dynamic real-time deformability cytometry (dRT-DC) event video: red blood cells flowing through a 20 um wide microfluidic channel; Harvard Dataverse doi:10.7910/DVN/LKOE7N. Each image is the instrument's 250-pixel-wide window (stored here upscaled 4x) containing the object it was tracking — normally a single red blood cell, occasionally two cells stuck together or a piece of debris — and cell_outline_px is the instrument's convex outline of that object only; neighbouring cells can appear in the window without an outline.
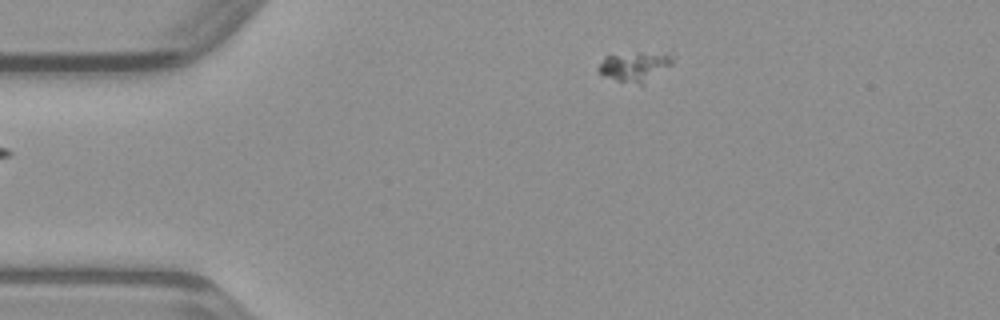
{"species": "common noctule bat (a hibernating species)", "species_latin": "Nyctalus noctula", "temperature_condition": "warm", "stored_images_in_passage": 40, "camera_frame_rate_fps": 3000, "um_per_image_px": 0.085, "animal": {"sex": "male", "body_mass_g": 23.1, "forearm_length_mm": 52.7}, "frame": {"image": 1, "passage_image": 1, "time_ms": 0.0, "image_size_px": [1000, 320], "cell_outline_px": [[672, 64], [644, 84], [640, 84], [620, 80], [604, 76], [596, 68], [604, 56], [636, 52], [664, 52], [672, 56]], "centroid_in_image_um": [53.95, 5.62], "position_along_channel_um": 31.1, "area_um2": 12.72}}
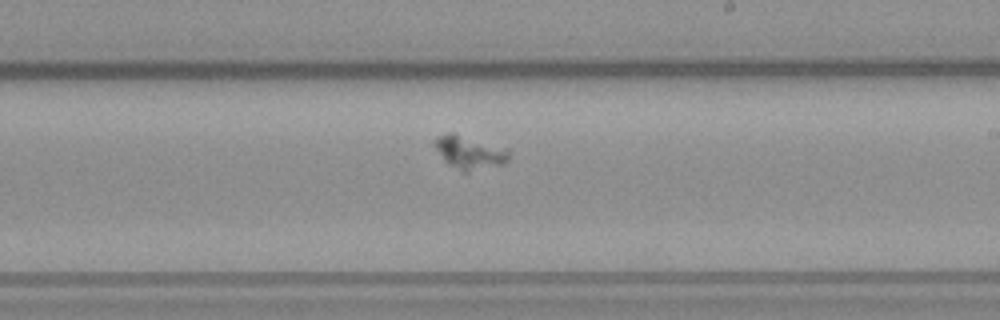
{"frame": {"image": 2, "passage_image": 20, "time_ms": 6.333, "image_size_px": [1000, 320], "cell_outline_px": [[508, 160], [504, 164], [468, 172], [464, 172], [448, 164], [444, 160], [432, 144], [432, 140], [436, 136], [448, 132], [452, 132], [508, 148]], "centroid_in_image_um": [39.87, 12.93], "position_along_channel_um": 249.1, "area_um2": 14.57}}
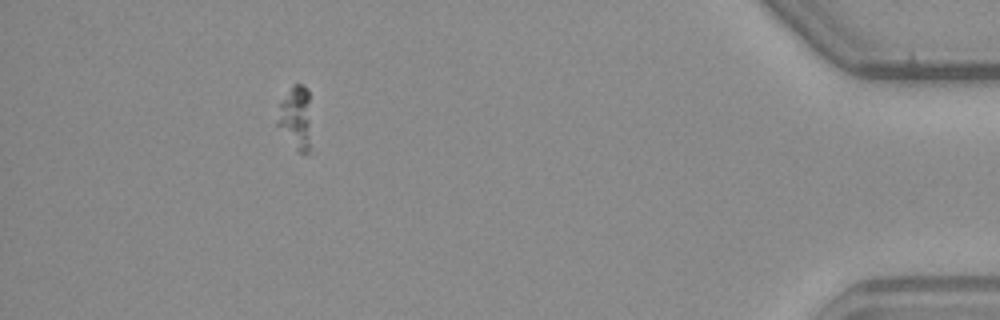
{"frame": {"image": 3, "passage_image": 36, "time_ms": 11.667, "image_size_px": [1000, 320], "cell_outline_px": [[308, 152], [300, 152], [276, 128], [276, 124], [280, 100], [292, 84], [300, 84], [308, 88]], "centroid_in_image_um": [25.05, 9.92], "position_along_channel_um": 410.2, "area_um2": 12.02}}